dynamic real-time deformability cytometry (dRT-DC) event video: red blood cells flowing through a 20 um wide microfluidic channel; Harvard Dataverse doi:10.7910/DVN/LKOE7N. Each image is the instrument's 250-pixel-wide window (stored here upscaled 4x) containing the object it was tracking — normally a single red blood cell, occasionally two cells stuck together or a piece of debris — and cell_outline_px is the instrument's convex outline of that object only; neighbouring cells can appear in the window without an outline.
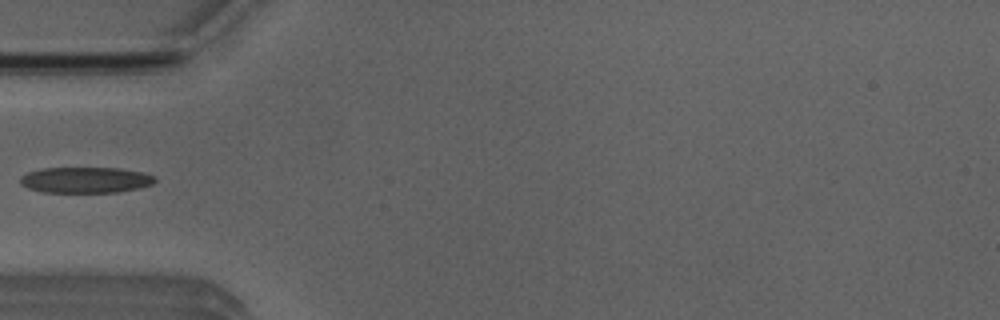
{"species": "Egyptian fruit bat (a non-hibernating species)", "species_latin": "Rousettus aegyptiacus", "temperature_condition": "room temperature", "stored_images_in_passage": 4, "camera_frame_rate_fps": 3000, "um_per_image_px": 0.085, "animal": {"sex": "male"}, "frame": {"image": 1, "passage_image": 3, "time_ms": 3.333, "image_size_px": [1000, 320], "cell_outline_px": [[156, 180], [152, 184], [140, 188], [116, 192], [44, 192], [28, 188], [20, 184], [20, 176], [28, 172], [40, 168], [120, 168], [140, 172], [156, 176]], "centroid_in_image_um": [7.26, 15.29], "position_along_channel_um": 77.7, "area_um2": 20.35}}